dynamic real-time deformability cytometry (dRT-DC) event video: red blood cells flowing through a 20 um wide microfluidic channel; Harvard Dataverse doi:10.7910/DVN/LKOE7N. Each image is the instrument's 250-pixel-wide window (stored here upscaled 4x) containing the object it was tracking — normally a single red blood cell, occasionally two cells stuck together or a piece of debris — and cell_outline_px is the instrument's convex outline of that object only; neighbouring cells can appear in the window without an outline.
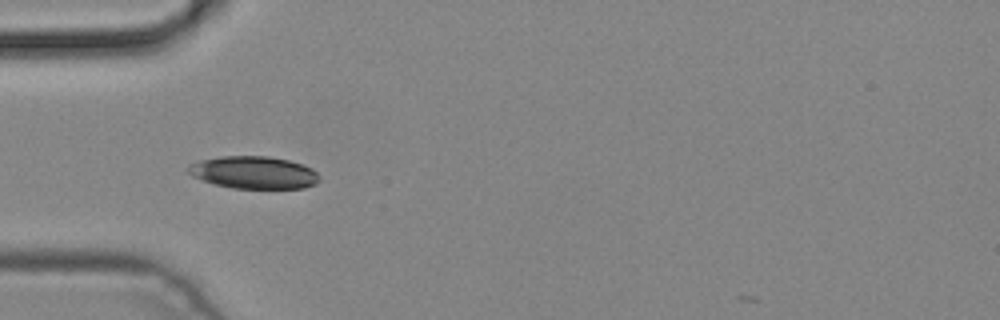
{"species": "common noctule bat (a hibernating species)", "species_latin": "Nyctalus noctula", "temperature_condition": "cold", "stored_images_in_passage": 4, "camera_frame_rate_fps": 3000, "um_per_image_px": 0.085, "animal": {"sex": "male", "body_mass_g": 19.2, "forearm_length_mm": 51.8}, "frame": {"image": 1, "passage_image": 3, "time_ms": 0.667, "image_size_px": [1000, 320], "cell_outline_px": [[320, 180], [316, 184], [304, 188], [232, 188], [216, 184], [192, 176], [188, 172], [188, 164], [200, 160], [220, 156], [268, 156], [288, 160], [312, 168], [320, 176]], "centroid_in_image_um": [21.58, 14.66], "position_along_channel_um": 63.4, "area_um2": 24.74}}